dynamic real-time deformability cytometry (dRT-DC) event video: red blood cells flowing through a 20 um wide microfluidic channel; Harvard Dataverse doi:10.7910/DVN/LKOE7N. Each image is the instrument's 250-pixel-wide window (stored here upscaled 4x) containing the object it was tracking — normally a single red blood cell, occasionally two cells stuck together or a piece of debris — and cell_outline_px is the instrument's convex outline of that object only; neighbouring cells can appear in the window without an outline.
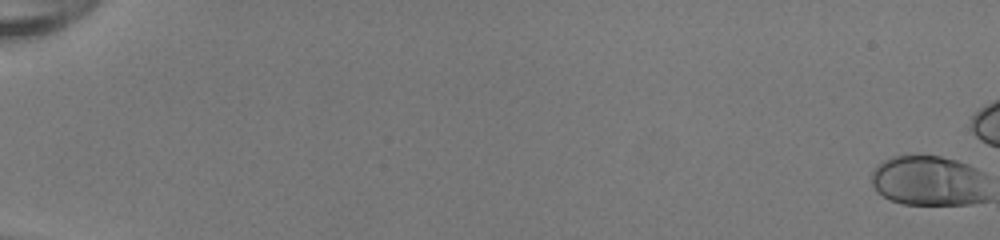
{"species": "human", "species_latin": "Homo sapiens", "temperature_condition": "room temperature", "stored_images_in_passage": 39, "camera_frame_rate_fps": 3000, "um_per_image_px": 0.085, "donor": {"sex": "female"}, "frame": {"image": 1, "passage_image": 1, "time_ms": 0.0, "image_size_px": [1000, 240], "cell_outline_px": [[972, 200], [960, 204], [908, 204], [892, 200], [884, 196], [876, 188], [876, 172], [884, 164], [892, 160], [904, 156], [936, 156], [960, 164]], "centroid_in_image_um": [78.46, 15.39], "position_along_channel_um": 6.5, "area_um2": 27.69}}
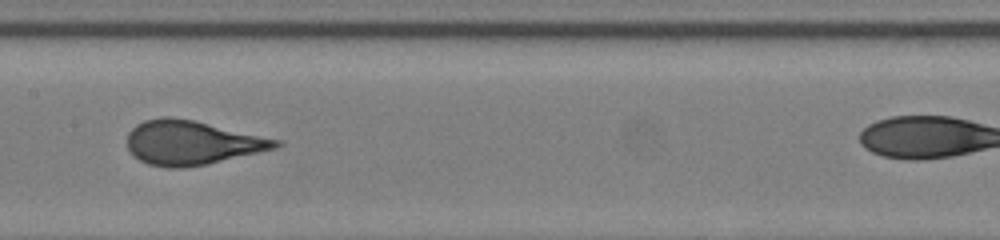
{"frame": {"image": 2, "passage_image": 30, "time_ms": 9.667, "image_size_px": [1000, 240], "cell_outline_px": [[276, 144], [268, 148], [200, 164], [152, 164], [136, 156], [132, 152], [128, 144], [128, 136], [140, 124], [148, 120], [188, 120], [272, 140]], "centroid_in_image_um": [16.16, 12.11], "position_along_channel_um": 191.2, "area_um2": 33.18}}
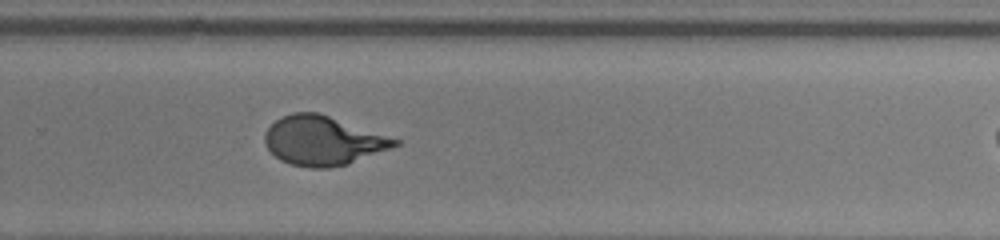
{"frame": {"image": 3, "passage_image": 38, "time_ms": 12.333, "image_size_px": [1000, 240], "cell_outline_px": [[400, 140], [396, 144], [344, 164], [292, 164], [276, 156], [268, 148], [268, 128], [276, 120], [284, 116], [296, 112], [312, 112]], "centroid_in_image_um": [27.4, 11.9], "position_along_channel_um": 302.4, "area_um2": 33.93}}